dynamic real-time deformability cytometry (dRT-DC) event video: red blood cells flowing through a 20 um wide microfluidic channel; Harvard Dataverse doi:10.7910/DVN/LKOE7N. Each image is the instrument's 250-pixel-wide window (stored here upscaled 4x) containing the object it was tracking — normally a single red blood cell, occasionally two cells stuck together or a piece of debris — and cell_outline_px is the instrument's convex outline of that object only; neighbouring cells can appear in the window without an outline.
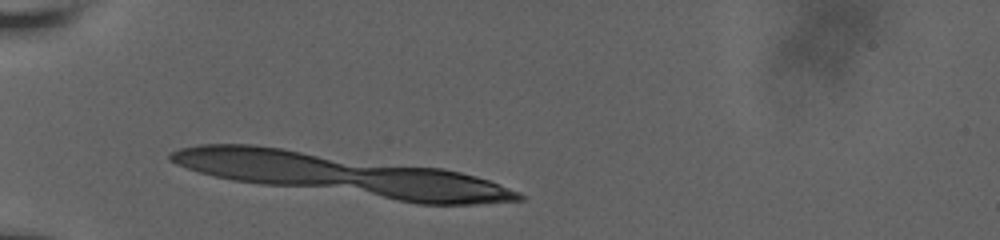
{"species": "human", "species_latin": "Homo sapiens", "temperature_condition": "room temperature", "stored_images_in_passage": 4, "camera_frame_rate_fps": 3000, "um_per_image_px": 0.085, "donor": {"sex": "male"}, "frame": {"image": 1, "passage_image": 4, "time_ms": 1.0, "image_size_px": [1000, 240], "cell_outline_px": [[516, 196], [488, 200], [412, 200], [392, 168], [424, 168], [452, 172], [468, 176], [492, 184]], "centroid_in_image_um": [37.94, 15.8], "position_along_channel_um": 47.1, "area_um2": 18.96}}